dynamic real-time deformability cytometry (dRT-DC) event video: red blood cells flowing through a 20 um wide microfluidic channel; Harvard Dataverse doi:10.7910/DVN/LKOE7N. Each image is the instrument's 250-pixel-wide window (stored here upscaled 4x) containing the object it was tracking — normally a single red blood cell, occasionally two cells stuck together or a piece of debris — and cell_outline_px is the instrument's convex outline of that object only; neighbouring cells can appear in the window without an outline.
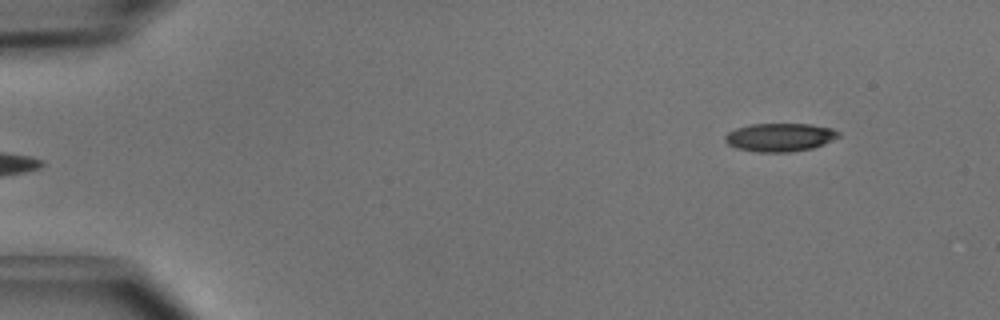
{"species": "common noctule bat (a hibernating species)", "species_latin": "Nyctalus noctula", "temperature_condition": "cold", "stored_images_in_passage": 4, "camera_frame_rate_fps": 3000, "um_per_image_px": 0.085, "animal": {"sex": "male", "body_mass_g": 15.6}, "frame": {"image": 1, "passage_image": 4, "time_ms": 1.0, "image_size_px": [1000, 320], "cell_outline_px": [[840, 136], [824, 144], [812, 148], [788, 152], [756, 152], [736, 148], [728, 144], [724, 140], [724, 136], [728, 132], [736, 128], [748, 124], [812, 124], [832, 128], [840, 132]], "centroid_in_image_um": [66.28, 11.66], "position_along_channel_um": 18.7, "area_um2": 18.84}}